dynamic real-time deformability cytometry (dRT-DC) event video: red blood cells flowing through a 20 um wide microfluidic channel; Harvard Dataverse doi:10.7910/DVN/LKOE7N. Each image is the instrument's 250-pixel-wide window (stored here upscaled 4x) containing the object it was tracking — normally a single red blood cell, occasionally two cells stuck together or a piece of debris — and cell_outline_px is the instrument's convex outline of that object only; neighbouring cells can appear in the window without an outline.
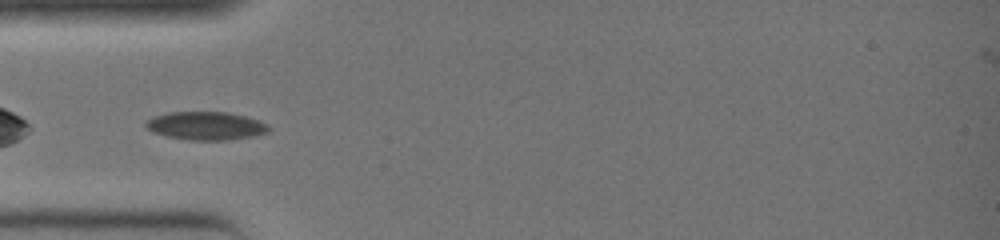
{"species": "common noctule bat (a hibernating species)", "species_latin": "Nyctalus noctula", "temperature_condition": "warm", "stored_images_in_passage": 21, "camera_frame_rate_fps": 3000, "um_per_image_px": 0.085, "animal": {"sex": "female", "body_mass_g": 19.0, "forearm_length_mm": 51.5}, "frame": {"image": 1, "passage_image": 1, "time_ms": 0.0, "image_size_px": [1000, 240], "cell_outline_px": [[268, 132], [252, 136], [228, 140], [188, 140], [168, 136], [152, 132], [144, 124], [144, 120], [168, 112], [228, 112], [248, 116], [260, 120], [268, 124]], "centroid_in_image_um": [17.51, 10.68], "position_along_channel_um": 67.5, "area_um2": 20.29}}
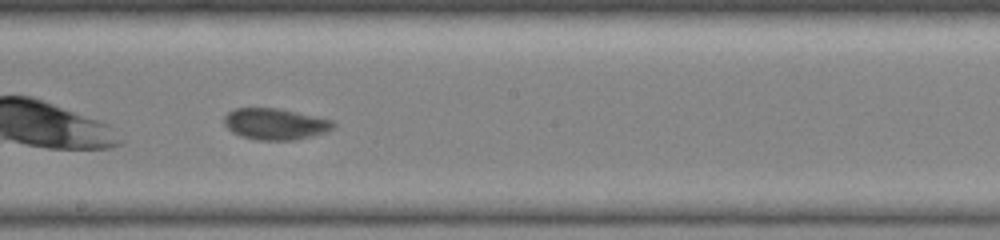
{"frame": {"image": 2, "passage_image": 10, "time_ms": 3.0, "image_size_px": [1000, 240], "cell_outline_px": [[336, 124], [328, 132], [296, 140], [256, 140], [240, 136], [232, 132], [224, 124], [224, 116], [228, 112], [236, 108], [280, 108], [316, 116], [332, 120]], "centroid_in_image_um": [23.4, 10.54], "position_along_channel_um": 224.8, "area_um2": 20.11}}
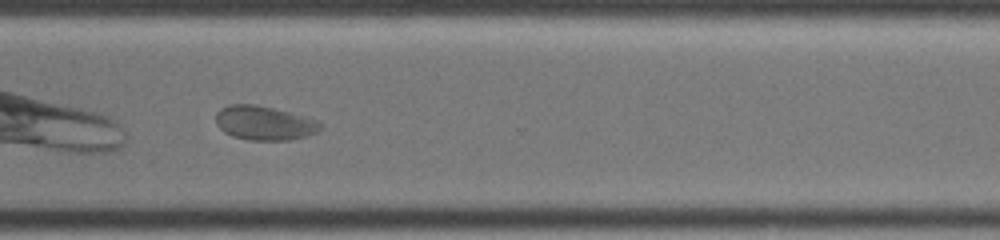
{"frame": {"image": 3, "passage_image": 17, "time_ms": 5.333, "image_size_px": [1000, 240], "cell_outline_px": [[320, 128], [316, 132], [308, 136], [288, 140], [248, 140], [232, 136], [224, 132], [216, 124], [216, 112], [220, 108], [228, 104], [256, 104], [288, 112], [316, 120], [320, 124]], "centroid_in_image_um": [22.4, 10.46], "position_along_channel_um": 348.2, "area_um2": 20.69}}